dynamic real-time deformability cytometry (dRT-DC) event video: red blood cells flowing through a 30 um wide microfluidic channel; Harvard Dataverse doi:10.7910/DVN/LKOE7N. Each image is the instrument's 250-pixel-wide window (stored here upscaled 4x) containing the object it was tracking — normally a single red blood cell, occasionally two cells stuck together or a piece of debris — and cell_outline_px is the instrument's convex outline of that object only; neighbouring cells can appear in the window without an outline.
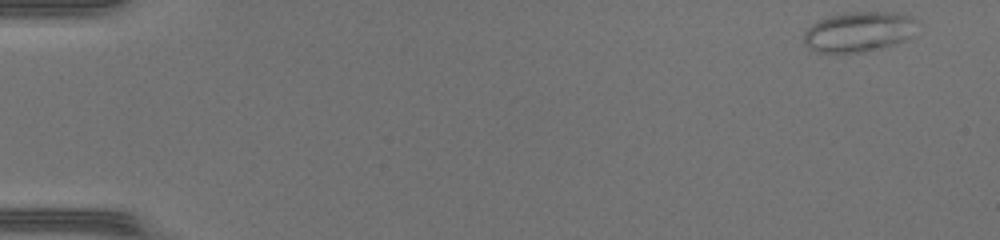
{"species": "common noctule bat (a hibernating species)", "species_latin": "Nyctalus noctula", "temperature_condition": "warm", "stored_images_in_passage": 14, "camera_frame_rate_fps": 3000, "um_per_image_px": 0.085, "animal": {"sex": "female", "body_mass_g": 17.0, "forearm_length_mm": 48.0}, "frame": {"image": 1, "passage_image": 1, "time_ms": 0.0, "image_size_px": [1000, 240], "cell_outline_px": [[920, 24], [912, 36], [904, 40], [880, 48], [864, 52], [816, 52], [808, 48], [804, 44], [804, 32], [816, 20], [828, 16], [848, 12], [896, 12], [912, 16], [920, 20]], "centroid_in_image_um": [73.04, 2.68], "position_along_channel_um": 12.0, "area_um2": 26.93}}
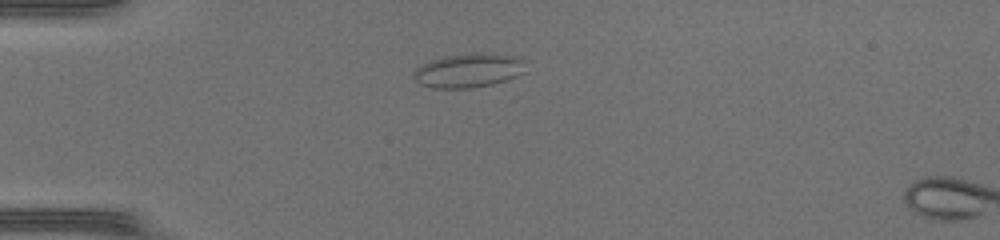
{"frame": {"image": 2, "passage_image": 12, "time_ms": 3.667, "image_size_px": [1000, 240], "cell_outline_px": [[528, 60], [524, 72], [508, 80], [492, 84], [472, 88], [432, 88], [420, 84], [412, 76], [412, 72], [416, 68], [428, 60], [444, 56], [472, 52], [492, 52], [516, 56]], "centroid_in_image_um": [39.86, 5.96], "position_along_channel_um": 45.1, "area_um2": 23.0}}